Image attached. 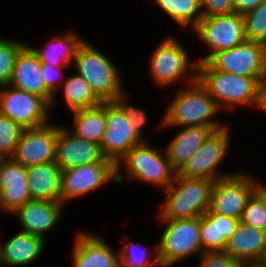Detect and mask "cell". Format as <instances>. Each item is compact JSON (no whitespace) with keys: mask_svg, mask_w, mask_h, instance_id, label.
<instances>
[{"mask_svg":"<svg viewBox=\"0 0 266 267\" xmlns=\"http://www.w3.org/2000/svg\"><path fill=\"white\" fill-rule=\"evenodd\" d=\"M262 78L218 71L208 62L197 64V80L214 99L220 111L225 113H233L239 107L255 109L258 101V83Z\"/></svg>","mask_w":266,"mask_h":267,"instance_id":"7a4b0ae2","label":"cell"},{"mask_svg":"<svg viewBox=\"0 0 266 267\" xmlns=\"http://www.w3.org/2000/svg\"><path fill=\"white\" fill-rule=\"evenodd\" d=\"M174 96L164 109L159 128L165 130L191 126H219L222 129L226 126L221 119H217V114L222 111L198 80L182 86Z\"/></svg>","mask_w":266,"mask_h":267,"instance_id":"6da1fadb","label":"cell"},{"mask_svg":"<svg viewBox=\"0 0 266 267\" xmlns=\"http://www.w3.org/2000/svg\"><path fill=\"white\" fill-rule=\"evenodd\" d=\"M239 221L247 226L266 231V186L264 184L250 197Z\"/></svg>","mask_w":266,"mask_h":267,"instance_id":"f546056e","label":"cell"},{"mask_svg":"<svg viewBox=\"0 0 266 267\" xmlns=\"http://www.w3.org/2000/svg\"><path fill=\"white\" fill-rule=\"evenodd\" d=\"M255 109L266 113V75L258 83V101Z\"/></svg>","mask_w":266,"mask_h":267,"instance_id":"60d3db41","label":"cell"},{"mask_svg":"<svg viewBox=\"0 0 266 267\" xmlns=\"http://www.w3.org/2000/svg\"><path fill=\"white\" fill-rule=\"evenodd\" d=\"M266 0H233L234 13L244 15Z\"/></svg>","mask_w":266,"mask_h":267,"instance_id":"ab89813d","label":"cell"},{"mask_svg":"<svg viewBox=\"0 0 266 267\" xmlns=\"http://www.w3.org/2000/svg\"><path fill=\"white\" fill-rule=\"evenodd\" d=\"M58 125L53 122L35 129H24L12 159L25 168L55 161Z\"/></svg>","mask_w":266,"mask_h":267,"instance_id":"9a60e30c","label":"cell"},{"mask_svg":"<svg viewBox=\"0 0 266 267\" xmlns=\"http://www.w3.org/2000/svg\"><path fill=\"white\" fill-rule=\"evenodd\" d=\"M65 206L61 202L30 200L11 215L17 216L21 232L39 236L45 241L48 232L58 226Z\"/></svg>","mask_w":266,"mask_h":267,"instance_id":"d6986e66","label":"cell"},{"mask_svg":"<svg viewBox=\"0 0 266 267\" xmlns=\"http://www.w3.org/2000/svg\"><path fill=\"white\" fill-rule=\"evenodd\" d=\"M73 242L72 267H120L119 251L100 233L79 231Z\"/></svg>","mask_w":266,"mask_h":267,"instance_id":"e0dca14e","label":"cell"},{"mask_svg":"<svg viewBox=\"0 0 266 267\" xmlns=\"http://www.w3.org/2000/svg\"><path fill=\"white\" fill-rule=\"evenodd\" d=\"M229 126L228 123L224 128L214 131L177 172V175L186 178L209 179L215 182L236 173L237 171L220 172L219 169L230 151L232 132Z\"/></svg>","mask_w":266,"mask_h":267,"instance_id":"9c48e42d","label":"cell"},{"mask_svg":"<svg viewBox=\"0 0 266 267\" xmlns=\"http://www.w3.org/2000/svg\"><path fill=\"white\" fill-rule=\"evenodd\" d=\"M180 41L172 34L167 35L153 49L148 73L155 86L170 88L179 81L189 85L197 80L198 62L190 59L191 55Z\"/></svg>","mask_w":266,"mask_h":267,"instance_id":"8992f818","label":"cell"},{"mask_svg":"<svg viewBox=\"0 0 266 267\" xmlns=\"http://www.w3.org/2000/svg\"><path fill=\"white\" fill-rule=\"evenodd\" d=\"M219 129V126H191L178 129L179 132L164 147L171 167L178 172L202 143Z\"/></svg>","mask_w":266,"mask_h":267,"instance_id":"603a6c76","label":"cell"},{"mask_svg":"<svg viewBox=\"0 0 266 267\" xmlns=\"http://www.w3.org/2000/svg\"><path fill=\"white\" fill-rule=\"evenodd\" d=\"M198 260L199 267H243L225 251H204Z\"/></svg>","mask_w":266,"mask_h":267,"instance_id":"8d00e7d4","label":"cell"},{"mask_svg":"<svg viewBox=\"0 0 266 267\" xmlns=\"http://www.w3.org/2000/svg\"><path fill=\"white\" fill-rule=\"evenodd\" d=\"M55 34L51 35L50 40L40 48L28 43L27 45L38 56L42 64L72 65L76 51L85 38L72 29L67 30L66 33Z\"/></svg>","mask_w":266,"mask_h":267,"instance_id":"cb8c5ba5","label":"cell"},{"mask_svg":"<svg viewBox=\"0 0 266 267\" xmlns=\"http://www.w3.org/2000/svg\"><path fill=\"white\" fill-rule=\"evenodd\" d=\"M214 181L209 179L176 177L165 190L157 212V220L191 219L200 217L210 207Z\"/></svg>","mask_w":266,"mask_h":267,"instance_id":"5b68a950","label":"cell"},{"mask_svg":"<svg viewBox=\"0 0 266 267\" xmlns=\"http://www.w3.org/2000/svg\"><path fill=\"white\" fill-rule=\"evenodd\" d=\"M26 44L20 39L0 36V87L10 83L16 57Z\"/></svg>","mask_w":266,"mask_h":267,"instance_id":"1f68e13d","label":"cell"},{"mask_svg":"<svg viewBox=\"0 0 266 267\" xmlns=\"http://www.w3.org/2000/svg\"><path fill=\"white\" fill-rule=\"evenodd\" d=\"M60 86L62 99L70 112L97 107L103 103L85 79L77 73L66 76Z\"/></svg>","mask_w":266,"mask_h":267,"instance_id":"4316f807","label":"cell"},{"mask_svg":"<svg viewBox=\"0 0 266 267\" xmlns=\"http://www.w3.org/2000/svg\"><path fill=\"white\" fill-rule=\"evenodd\" d=\"M161 11L190 32L198 25L203 15L200 0H153ZM189 28V29H188Z\"/></svg>","mask_w":266,"mask_h":267,"instance_id":"83f0119b","label":"cell"},{"mask_svg":"<svg viewBox=\"0 0 266 267\" xmlns=\"http://www.w3.org/2000/svg\"><path fill=\"white\" fill-rule=\"evenodd\" d=\"M224 251L243 266L261 264L266 254V231L239 222Z\"/></svg>","mask_w":266,"mask_h":267,"instance_id":"44dd1931","label":"cell"},{"mask_svg":"<svg viewBox=\"0 0 266 267\" xmlns=\"http://www.w3.org/2000/svg\"><path fill=\"white\" fill-rule=\"evenodd\" d=\"M176 174L164 148L157 149L150 141L134 146L116 163V185L127 178L165 191Z\"/></svg>","mask_w":266,"mask_h":267,"instance_id":"3957f363","label":"cell"},{"mask_svg":"<svg viewBox=\"0 0 266 267\" xmlns=\"http://www.w3.org/2000/svg\"><path fill=\"white\" fill-rule=\"evenodd\" d=\"M239 222L240 221L237 218L218 214L219 238H225L226 240H228L232 233L235 231V228Z\"/></svg>","mask_w":266,"mask_h":267,"instance_id":"f35d334b","label":"cell"},{"mask_svg":"<svg viewBox=\"0 0 266 267\" xmlns=\"http://www.w3.org/2000/svg\"><path fill=\"white\" fill-rule=\"evenodd\" d=\"M61 172L55 161L28 167L31 200L60 202Z\"/></svg>","mask_w":266,"mask_h":267,"instance_id":"d4e9b609","label":"cell"},{"mask_svg":"<svg viewBox=\"0 0 266 267\" xmlns=\"http://www.w3.org/2000/svg\"><path fill=\"white\" fill-rule=\"evenodd\" d=\"M203 17L234 13L233 0H200Z\"/></svg>","mask_w":266,"mask_h":267,"instance_id":"74e56055","label":"cell"},{"mask_svg":"<svg viewBox=\"0 0 266 267\" xmlns=\"http://www.w3.org/2000/svg\"><path fill=\"white\" fill-rule=\"evenodd\" d=\"M261 264L266 267V254H265V257H264L263 261L261 262Z\"/></svg>","mask_w":266,"mask_h":267,"instance_id":"7bdbcfd3","label":"cell"},{"mask_svg":"<svg viewBox=\"0 0 266 267\" xmlns=\"http://www.w3.org/2000/svg\"><path fill=\"white\" fill-rule=\"evenodd\" d=\"M158 221L165 226L157 243L162 267L176 266L193 256L199 258L204 252L200 240V217Z\"/></svg>","mask_w":266,"mask_h":267,"instance_id":"52a82bcc","label":"cell"},{"mask_svg":"<svg viewBox=\"0 0 266 267\" xmlns=\"http://www.w3.org/2000/svg\"><path fill=\"white\" fill-rule=\"evenodd\" d=\"M124 239L120 240L122 246L118 250L120 267H162L158 259L157 244L152 251L145 244L128 242L127 237Z\"/></svg>","mask_w":266,"mask_h":267,"instance_id":"f1b7e54d","label":"cell"},{"mask_svg":"<svg viewBox=\"0 0 266 267\" xmlns=\"http://www.w3.org/2000/svg\"><path fill=\"white\" fill-rule=\"evenodd\" d=\"M106 129L100 149L103 156L115 164L134 146L144 140L133 122L117 102H105Z\"/></svg>","mask_w":266,"mask_h":267,"instance_id":"4fadbf2b","label":"cell"},{"mask_svg":"<svg viewBox=\"0 0 266 267\" xmlns=\"http://www.w3.org/2000/svg\"><path fill=\"white\" fill-rule=\"evenodd\" d=\"M31 200L27 168L12 158L0 160V213L7 215Z\"/></svg>","mask_w":266,"mask_h":267,"instance_id":"ac0fdd59","label":"cell"},{"mask_svg":"<svg viewBox=\"0 0 266 267\" xmlns=\"http://www.w3.org/2000/svg\"><path fill=\"white\" fill-rule=\"evenodd\" d=\"M55 162L61 170L95 162H113L101 153L100 145L72 133L58 124Z\"/></svg>","mask_w":266,"mask_h":267,"instance_id":"2e32d148","label":"cell"},{"mask_svg":"<svg viewBox=\"0 0 266 267\" xmlns=\"http://www.w3.org/2000/svg\"><path fill=\"white\" fill-rule=\"evenodd\" d=\"M0 113L22 129H35L50 123V104L42 97L10 85L0 87Z\"/></svg>","mask_w":266,"mask_h":267,"instance_id":"7c38bea8","label":"cell"},{"mask_svg":"<svg viewBox=\"0 0 266 267\" xmlns=\"http://www.w3.org/2000/svg\"><path fill=\"white\" fill-rule=\"evenodd\" d=\"M246 40L266 45V2L242 15Z\"/></svg>","mask_w":266,"mask_h":267,"instance_id":"d6a6232c","label":"cell"},{"mask_svg":"<svg viewBox=\"0 0 266 267\" xmlns=\"http://www.w3.org/2000/svg\"><path fill=\"white\" fill-rule=\"evenodd\" d=\"M42 63L26 44L18 53L8 85L44 98L49 104L53 94L46 88L41 75Z\"/></svg>","mask_w":266,"mask_h":267,"instance_id":"ffe728a7","label":"cell"},{"mask_svg":"<svg viewBox=\"0 0 266 267\" xmlns=\"http://www.w3.org/2000/svg\"><path fill=\"white\" fill-rule=\"evenodd\" d=\"M128 94L125 93L122 96H120L116 102L124 109V111L126 112L127 116L130 118V120L133 122L134 127L137 131V133L144 139L147 141V139H145V132H143V130H145V126L148 124V115L145 111V109L143 108H138L135 107V105L133 106V104L129 103L128 100L130 101V99L128 98Z\"/></svg>","mask_w":266,"mask_h":267,"instance_id":"d590c367","label":"cell"},{"mask_svg":"<svg viewBox=\"0 0 266 267\" xmlns=\"http://www.w3.org/2000/svg\"><path fill=\"white\" fill-rule=\"evenodd\" d=\"M191 32L196 34L209 52L197 59V62H207L215 53L228 50L246 40L243 17L237 13L202 17Z\"/></svg>","mask_w":266,"mask_h":267,"instance_id":"30bf717a","label":"cell"},{"mask_svg":"<svg viewBox=\"0 0 266 267\" xmlns=\"http://www.w3.org/2000/svg\"><path fill=\"white\" fill-rule=\"evenodd\" d=\"M70 67L72 65H50V64H42L41 68V75L43 81L45 83L46 88L53 94L51 103H50V110L52 111L54 106L57 105L56 103H60L58 101V90L57 88L60 87L62 82L66 77L65 68ZM57 92V93H56Z\"/></svg>","mask_w":266,"mask_h":267,"instance_id":"e575fe53","label":"cell"},{"mask_svg":"<svg viewBox=\"0 0 266 267\" xmlns=\"http://www.w3.org/2000/svg\"><path fill=\"white\" fill-rule=\"evenodd\" d=\"M200 240L203 251H224L227 240L219 238L218 214L208 209L200 216Z\"/></svg>","mask_w":266,"mask_h":267,"instance_id":"4dcf8cb0","label":"cell"},{"mask_svg":"<svg viewBox=\"0 0 266 267\" xmlns=\"http://www.w3.org/2000/svg\"><path fill=\"white\" fill-rule=\"evenodd\" d=\"M207 62L218 71L246 77H264L266 45L245 40L235 47L215 53Z\"/></svg>","mask_w":266,"mask_h":267,"instance_id":"5bb4252c","label":"cell"},{"mask_svg":"<svg viewBox=\"0 0 266 267\" xmlns=\"http://www.w3.org/2000/svg\"><path fill=\"white\" fill-rule=\"evenodd\" d=\"M70 113H72L73 123L71 128L68 126V129L76 136L100 145L106 129L105 102L97 107Z\"/></svg>","mask_w":266,"mask_h":267,"instance_id":"484cf974","label":"cell"},{"mask_svg":"<svg viewBox=\"0 0 266 267\" xmlns=\"http://www.w3.org/2000/svg\"><path fill=\"white\" fill-rule=\"evenodd\" d=\"M23 130L9 117L0 113V159L12 158Z\"/></svg>","mask_w":266,"mask_h":267,"instance_id":"836d02e7","label":"cell"},{"mask_svg":"<svg viewBox=\"0 0 266 267\" xmlns=\"http://www.w3.org/2000/svg\"><path fill=\"white\" fill-rule=\"evenodd\" d=\"M72 66L102 102H116L126 93L120 68L89 41L78 47Z\"/></svg>","mask_w":266,"mask_h":267,"instance_id":"277c9868","label":"cell"},{"mask_svg":"<svg viewBox=\"0 0 266 267\" xmlns=\"http://www.w3.org/2000/svg\"><path fill=\"white\" fill-rule=\"evenodd\" d=\"M243 267H265L262 264H250V265H244Z\"/></svg>","mask_w":266,"mask_h":267,"instance_id":"b9f144b4","label":"cell"},{"mask_svg":"<svg viewBox=\"0 0 266 267\" xmlns=\"http://www.w3.org/2000/svg\"><path fill=\"white\" fill-rule=\"evenodd\" d=\"M116 184V164L114 162H95L62 170L60 202L64 205L70 200L88 196L108 183Z\"/></svg>","mask_w":266,"mask_h":267,"instance_id":"8fae6325","label":"cell"},{"mask_svg":"<svg viewBox=\"0 0 266 267\" xmlns=\"http://www.w3.org/2000/svg\"><path fill=\"white\" fill-rule=\"evenodd\" d=\"M263 184L247 170L220 178L213 184L209 209L240 220L248 200Z\"/></svg>","mask_w":266,"mask_h":267,"instance_id":"ba28073f","label":"cell"},{"mask_svg":"<svg viewBox=\"0 0 266 267\" xmlns=\"http://www.w3.org/2000/svg\"><path fill=\"white\" fill-rule=\"evenodd\" d=\"M46 241L35 235L18 232L5 243L0 241V266L24 267L40 259Z\"/></svg>","mask_w":266,"mask_h":267,"instance_id":"7402d4cb","label":"cell"}]
</instances>
